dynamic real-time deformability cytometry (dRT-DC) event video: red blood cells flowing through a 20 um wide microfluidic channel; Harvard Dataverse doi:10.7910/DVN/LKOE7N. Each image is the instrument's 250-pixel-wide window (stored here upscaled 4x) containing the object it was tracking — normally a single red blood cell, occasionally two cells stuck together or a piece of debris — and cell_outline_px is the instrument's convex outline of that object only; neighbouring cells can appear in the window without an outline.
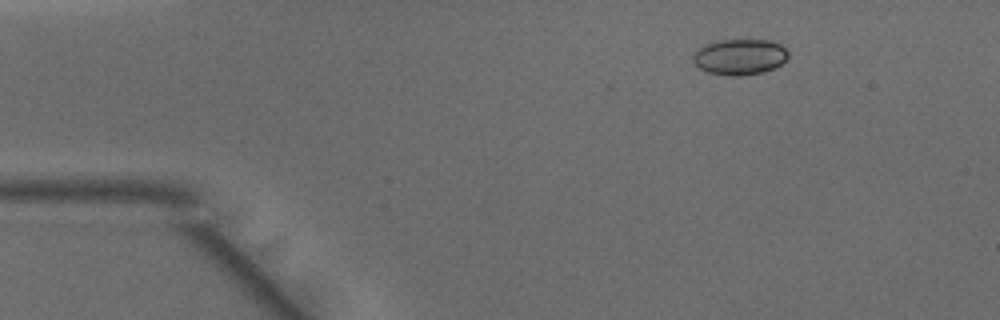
{"species": "common noctule bat (a hibernating species)", "species_latin": "Nyctalus noctula", "temperature_condition": "warm", "stored_images_in_passage": 42, "camera_frame_rate_fps": 3000, "um_per_image_px": 0.085, "animal": {"sex": "male", "body_mass_g": 15.6}, "frame": {"image": 1, "passage_image": 1, "time_ms": 0.0, "image_size_px": [1000, 320], "cell_outline_px": [[788, 56], [780, 64], [764, 72], [740, 76], [732, 76], [708, 72], [700, 68], [692, 60], [692, 56], [700, 48], [708, 44], [720, 40], [772, 40], [780, 44], [788, 52]], "centroid_in_image_um": [62.89, 4.83], "position_along_channel_um": 22.1, "area_um2": 19.59}}
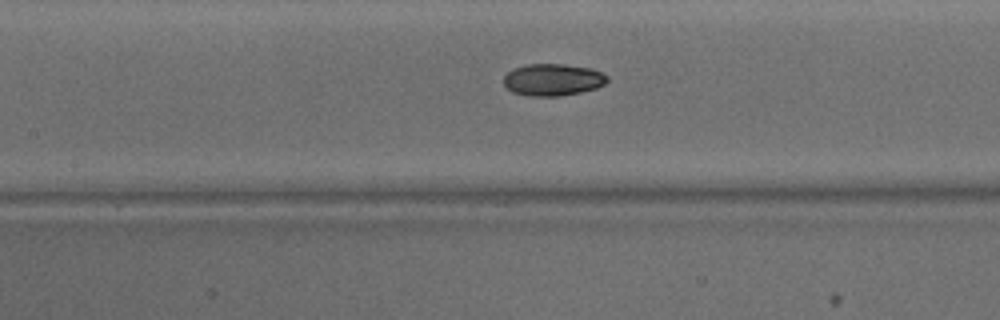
{"frame": {"image": 2, "passage_image": 16, "time_ms": 5.0, "image_size_px": [1000, 320], "cell_outline_px": [[608, 80], [604, 84], [596, 88], [580, 92], [556, 96], [532, 96], [512, 92], [504, 84], [504, 76], [512, 68], [528, 64], [564, 64], [592, 68], [608, 76]], "centroid_in_image_um": [46.99, 6.76], "position_along_channel_um": 160.4, "area_um2": 19.25}}
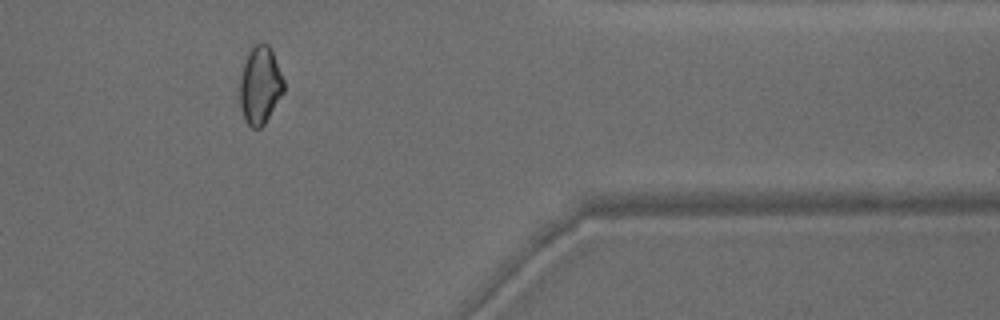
{"frame": {"image": 3, "passage_image": 34, "time_ms": 11.0, "image_size_px": [1000, 320], "cell_outline_px": [[284, 92], [264, 124], [260, 128], [252, 128], [244, 120], [240, 104], [240, 76], [248, 52], [252, 44], [260, 40], [268, 44], [272, 52], [284, 80]], "centroid_in_image_um": [22.1, 7.22], "position_along_channel_um": 389.3, "area_um2": 20.0}, "authors_computed_cell_mechanics": {"area_um2": 19.5075, "velocity_mm_per_s": 4.1826, "shape_relaxation_time_tau1_ms": 4.6177, "shape_relaxation_time_tau2_ms": 6.6144, "deformation_change_tau1": 0.1674, "deformation_change_tau2": 0.0991}}